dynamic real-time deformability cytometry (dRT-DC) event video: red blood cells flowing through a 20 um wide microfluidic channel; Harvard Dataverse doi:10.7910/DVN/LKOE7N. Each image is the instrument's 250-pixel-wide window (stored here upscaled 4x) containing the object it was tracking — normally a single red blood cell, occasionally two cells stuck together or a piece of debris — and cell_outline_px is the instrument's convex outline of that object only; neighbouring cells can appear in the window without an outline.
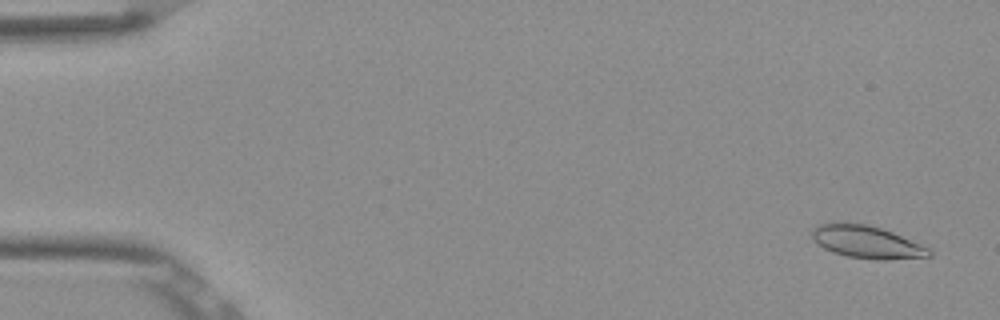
{"species": "Egyptian fruit bat (a non-hibernating species)", "species_latin": "Rousettus aegyptiacus", "temperature_condition": "room temperature", "stored_images_in_passage": 53, "camera_frame_rate_fps": 3000, "um_per_image_px": 0.085, "frame": {"image": 1, "passage_image": 3, "time_ms": 0.667, "image_size_px": [1000, 320], "cell_outline_px": [[932, 256], [888, 260], [880, 260], [848, 256], [832, 252], [816, 244], [812, 236], [812, 228], [820, 224], [864, 224], [880, 228], [892, 232], [920, 244], [928, 248], [932, 252]], "centroid_in_image_um": [73.68, 20.6], "position_along_channel_um": 11.3, "area_um2": 21.73}}
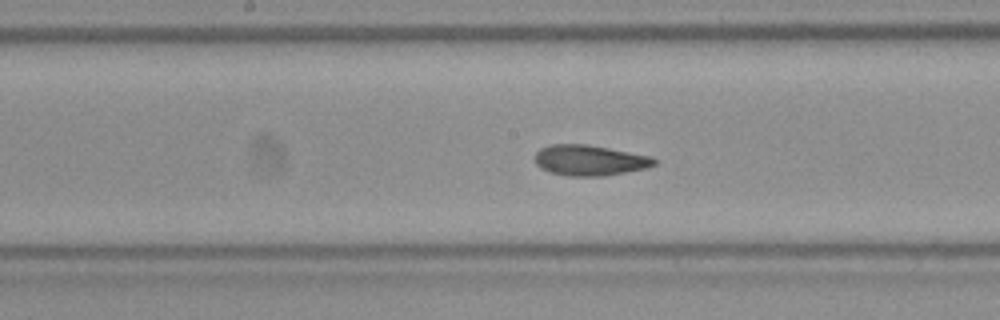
{"frame": {"image": 2, "passage_image": 28, "time_ms": 9.0, "image_size_px": [1000, 320], "cell_outline_px": [[656, 164], [644, 168], [604, 176], [568, 176], [552, 172], [536, 164], [536, 152], [540, 148], [548, 144], [588, 144], [652, 156], [656, 160]], "centroid_in_image_um": [50.13, 13.61], "position_along_channel_um": 198.1, "area_um2": 21.1}}
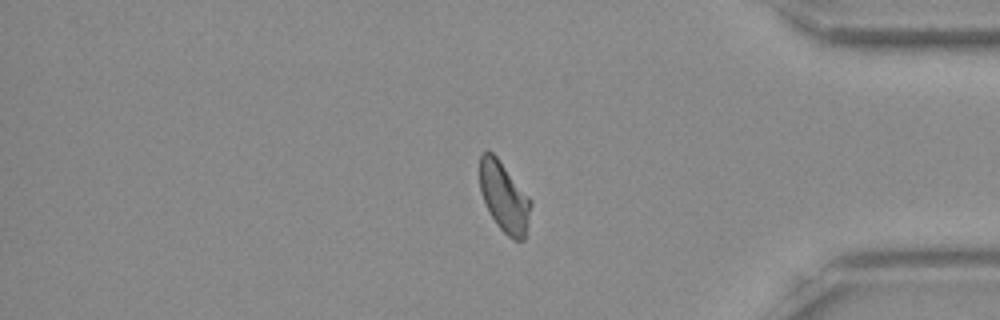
{"frame": {"image": 3, "passage_image": 45, "time_ms": 14.667, "image_size_px": [1000, 320], "cell_outline_px": [[532, 204], [528, 224], [524, 240], [516, 240], [508, 236], [496, 224], [488, 212], [480, 192], [480, 152], [492, 152], [496, 156], [532, 200]], "centroid_in_image_um": [42.85, 16.76], "position_along_channel_um": 392.4, "area_um2": 20.81}, "authors_computed_cell_mechanics": {"area_um2": 21.1548, "velocity_mm_per_s": 3.8442, "shape_relaxation_time_tau1_ms": 5.5709, "shape_relaxation_time_tau2_ms": 1.9287, "deformation_change_tau1": 0.1429, "deformation_change_tau2": 0.0683}}